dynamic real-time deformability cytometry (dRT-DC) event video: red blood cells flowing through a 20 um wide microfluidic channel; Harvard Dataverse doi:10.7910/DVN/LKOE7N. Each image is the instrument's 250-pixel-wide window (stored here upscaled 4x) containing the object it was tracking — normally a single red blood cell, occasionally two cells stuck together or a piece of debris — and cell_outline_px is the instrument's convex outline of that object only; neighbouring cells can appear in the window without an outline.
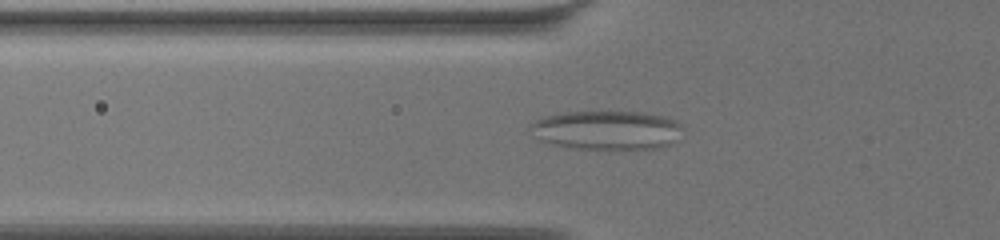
{"species": "common noctule bat (a hibernating species)", "species_latin": "Nyctalus noctula", "temperature_condition": "warm", "stored_images_in_passage": 64, "camera_frame_rate_fps": 3000, "um_per_image_px": 0.085, "animal": {"sex": "female", "body_mass_g": 19.5, "forearm_length_mm": 54.1}, "frame": {"image": 1, "passage_image": 24, "time_ms": 7.667, "image_size_px": [1000, 240], "cell_outline_px": [[680, 140], [660, 148], [572, 148], [548, 144], [540, 140], [528, 128], [536, 120], [544, 116], [564, 112], [640, 112], [664, 116], [676, 120], [680, 124]], "centroid_in_image_um": [51.58, 11.06], "position_along_channel_um": 74.2, "area_um2": 34.56}}
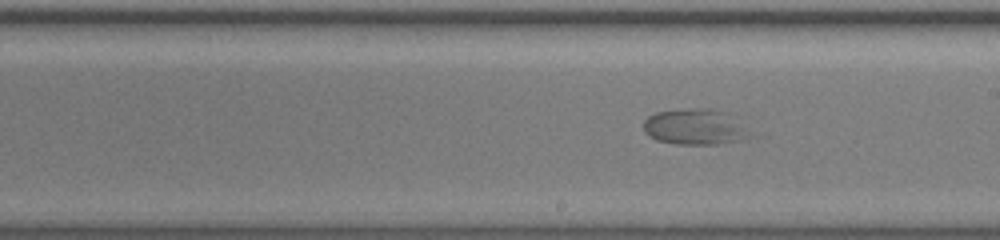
{"frame": {"image": 2, "passage_image": 38, "time_ms": 12.333, "image_size_px": [1000, 240], "cell_outline_px": [[756, 136], [740, 140], [716, 144], [676, 144], [656, 140], [648, 136], [644, 132], [644, 120], [648, 116], [656, 112], [688, 108], [712, 108], [724, 112]], "centroid_in_image_um": [59.04, 10.79], "position_along_channel_um": 230.0, "area_um2": 22.2}}
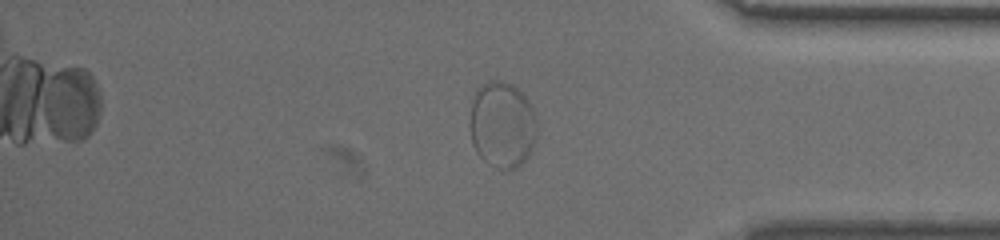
{"frame": {"image": 3, "passage_image": 54, "time_ms": 17.667, "image_size_px": [1000, 240], "cell_outline_px": [[536, 140], [528, 156], [516, 168], [496, 168], [484, 160], [476, 152], [472, 144], [468, 124], [468, 120], [472, 100], [476, 88], [480, 84], [488, 80], [500, 80], [512, 84], [528, 100], [536, 112]], "centroid_in_image_um": [42.65, 10.57], "position_along_channel_um": 392.5, "area_um2": 34.33}}